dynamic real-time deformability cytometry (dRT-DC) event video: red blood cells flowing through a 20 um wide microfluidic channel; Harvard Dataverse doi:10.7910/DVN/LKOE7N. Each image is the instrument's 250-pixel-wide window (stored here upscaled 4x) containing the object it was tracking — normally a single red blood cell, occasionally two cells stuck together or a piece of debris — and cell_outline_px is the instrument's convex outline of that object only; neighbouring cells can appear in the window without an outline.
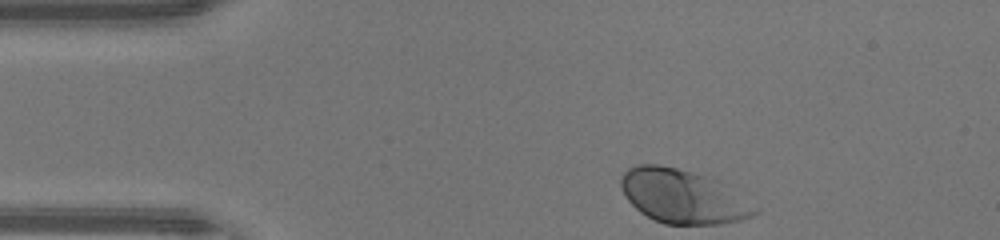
{"species": "human", "species_latin": "Homo sapiens", "temperature_condition": "warm", "stored_images_in_passage": 31, "camera_frame_rate_fps": 3000, "um_per_image_px": 0.085, "donor": {"sex": "male"}, "frame": {"image": 1, "passage_image": 1, "time_ms": 0.0, "image_size_px": [1000, 240], "cell_outline_px": [[760, 212], [752, 216], [740, 220], [720, 224], [664, 224], [640, 212], [628, 200], [620, 184], [620, 176], [628, 168], [640, 164], [660, 164], [676, 168], [720, 180], [760, 208]], "centroid_in_image_um": [58.09, 16.69], "position_along_channel_um": 26.9, "area_um2": 42.14}}
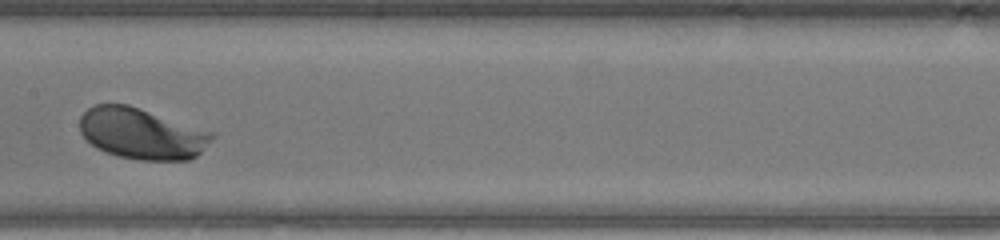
{"frame": {"image": 2, "passage_image": 17, "time_ms": 5.333, "image_size_px": [1000, 240], "cell_outline_px": [[216, 136], [196, 156], [188, 160], [140, 160], [120, 156], [96, 148], [80, 132], [80, 116], [88, 108], [96, 104], [128, 104], [216, 132]], "centroid_in_image_um": [12.09, 11.34], "position_along_channel_um": 195.3, "area_um2": 39.42}}
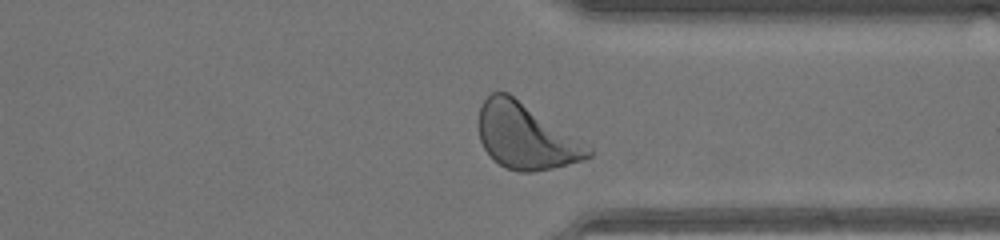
{"frame": {"image": 3, "passage_image": 29, "time_ms": 9.333, "image_size_px": [1000, 240], "cell_outline_px": [[592, 156], [584, 160], [552, 168], [532, 172], [520, 172], [504, 168], [484, 148], [480, 140], [476, 124], [480, 104], [492, 92], [508, 92], [592, 144]], "centroid_in_image_um": [44.74, 11.56], "position_along_channel_um": 366.7, "area_um2": 42.95}, "authors_computed_cell_mechanics": {"area_um2": 38.726, "velocity_mm_per_s": 4.3245, "shape_relaxation_time_tau1_ms": 0.8815, "shape_relaxation_time_tau2_ms": null, "deformation_change_tau1": 0.0967, "deformation_change_tau2": null}}